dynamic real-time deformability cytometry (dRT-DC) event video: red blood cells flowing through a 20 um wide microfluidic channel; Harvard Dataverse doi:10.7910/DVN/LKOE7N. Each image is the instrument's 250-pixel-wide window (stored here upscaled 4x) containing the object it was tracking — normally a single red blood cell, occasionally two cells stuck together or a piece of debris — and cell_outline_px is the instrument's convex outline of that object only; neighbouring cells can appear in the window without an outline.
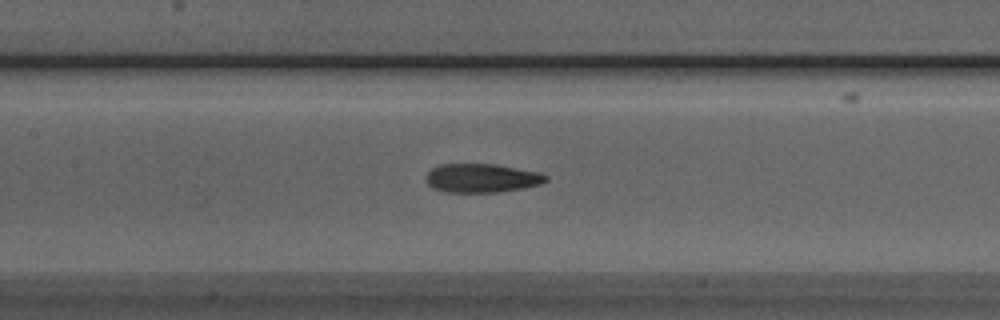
{"species": "Egyptian fruit bat (a non-hibernating species)", "species_latin": "Rousettus aegyptiacus", "temperature_condition": "room temperature", "stored_images_in_passage": 50, "camera_frame_rate_fps": 3000, "um_per_image_px": 0.085, "animal": {"sex": "male"}, "frame": {"image": 1, "passage_image": 22, "time_ms": 7.0, "image_size_px": [1000, 320], "cell_outline_px": [[548, 180], [544, 184], [524, 188], [500, 192], [444, 192], [432, 188], [424, 180], [424, 176], [432, 168], [440, 164], [496, 164], [540, 172], [548, 176]], "centroid_in_image_um": [40.96, 15.14], "position_along_channel_um": 166.4, "area_um2": 20.52}}
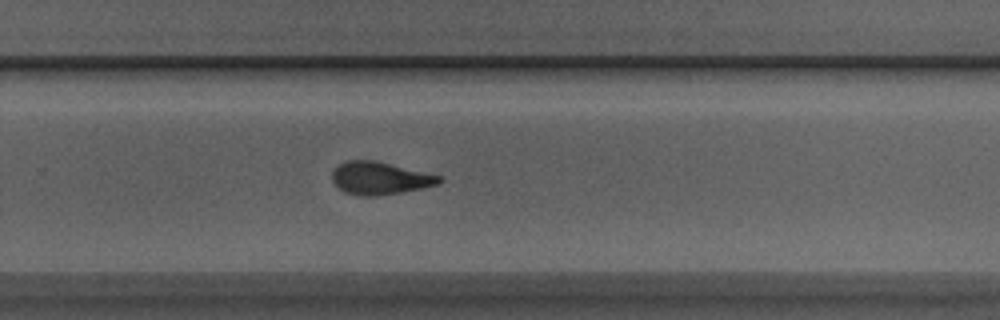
{"frame": {"image": 2, "passage_image": 32, "time_ms": 10.333, "image_size_px": [1000, 320], "cell_outline_px": [[444, 180], [440, 184], [400, 192], [376, 196], [360, 196], [344, 192], [332, 180], [332, 172], [344, 160], [376, 160], [440, 176]], "centroid_in_image_um": [32.28, 15.14], "position_along_channel_um": 297.5, "area_um2": 20.23}}
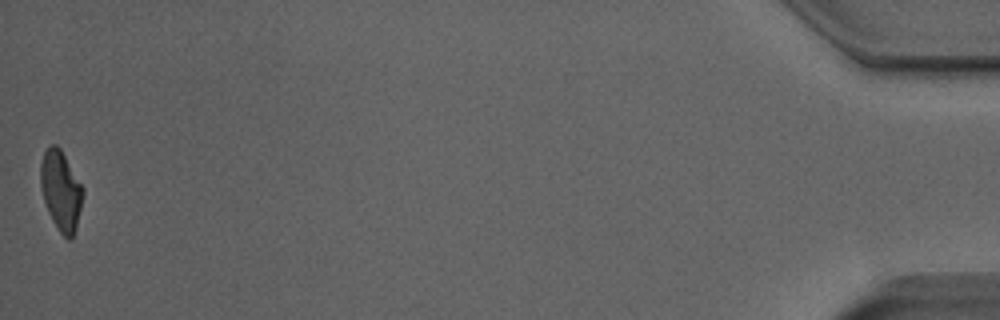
{"frame": {"image": 3, "passage_image": 50, "time_ms": 16.333, "image_size_px": [1000, 320], "cell_outline_px": [[84, 192], [76, 228], [72, 240], [68, 240], [60, 232], [52, 220], [48, 212], [40, 188], [40, 164], [44, 152], [52, 144], [56, 144], [60, 148], [84, 188]], "centroid_in_image_um": [5.17, 16.21], "position_along_channel_um": 430.0, "area_um2": 19.71}, "authors_computed_cell_mechanics": {"area_um2": 20.2589, "velocity_mm_per_s": 3.9434, "shape_relaxation_time_tau1_ms": 4.9908, "shape_relaxation_time_tau2_ms": 1.9224, "deformation_change_tau1": 0.2055, "deformation_change_tau2": 0.1022}}